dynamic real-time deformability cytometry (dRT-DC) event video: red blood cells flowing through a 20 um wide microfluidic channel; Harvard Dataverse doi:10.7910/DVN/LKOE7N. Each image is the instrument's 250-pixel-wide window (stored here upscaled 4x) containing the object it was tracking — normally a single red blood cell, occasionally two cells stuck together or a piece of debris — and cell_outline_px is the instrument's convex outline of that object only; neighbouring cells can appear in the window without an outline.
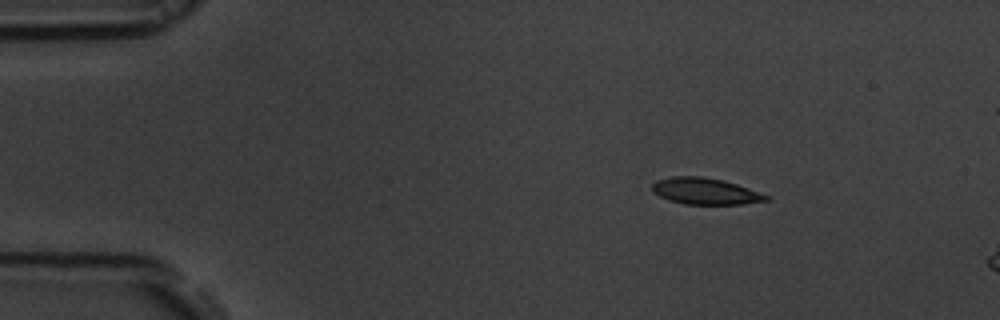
{"species": "common noctule bat (a hibernating species)", "species_latin": "Nyctalus noctula", "temperature_condition": "room temperature", "stored_images_in_passage": 7, "camera_frame_rate_fps": 3000, "um_per_image_px": 0.085, "animal": {"sex": "male", "body_mass_g": 19.5, "forearm_length_mm": 54.6}, "frame": {"image": 1, "passage_image": 1, "time_ms": 0.0, "image_size_px": [1000, 320], "cell_outline_px": [[772, 196], [768, 200], [744, 204], [684, 204], [668, 200], [652, 192], [652, 184], [656, 180], [672, 176], [700, 176], [724, 180]], "centroid_in_image_um": [59.94, 16.25], "position_along_channel_um": 25.1, "area_um2": 17.69}}